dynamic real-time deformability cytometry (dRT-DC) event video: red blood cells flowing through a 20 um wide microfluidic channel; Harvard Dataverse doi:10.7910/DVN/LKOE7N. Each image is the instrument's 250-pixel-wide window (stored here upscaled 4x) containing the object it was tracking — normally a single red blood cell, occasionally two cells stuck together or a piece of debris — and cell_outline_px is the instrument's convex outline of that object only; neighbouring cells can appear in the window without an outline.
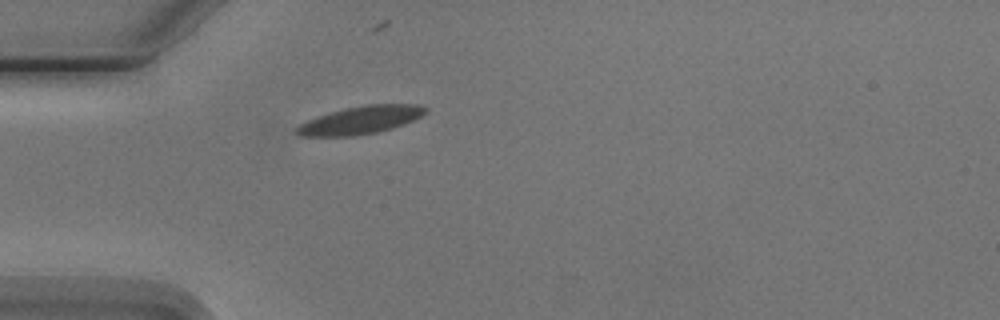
{"species": "Egyptian fruit bat (a non-hibernating species)", "species_latin": "Rousettus aegyptiacus", "temperature_condition": "cold", "stored_images_in_passage": 1, "camera_frame_rate_fps": 3000, "um_per_image_px": 0.085, "animal": {"sex": "male"}, "frame": {"image": 1, "passage_image": 1, "time_ms": 0.0, "image_size_px": [1000, 320], "cell_outline_px": [[428, 112], [412, 120], [392, 128], [376, 132], [352, 136], [300, 136], [296, 132], [296, 128], [300, 124], [308, 120], [344, 108], [364, 104], [420, 104], [428, 108]], "centroid_in_image_um": [30.69, 10.19], "position_along_channel_um": 54.3, "area_um2": 20.69}}